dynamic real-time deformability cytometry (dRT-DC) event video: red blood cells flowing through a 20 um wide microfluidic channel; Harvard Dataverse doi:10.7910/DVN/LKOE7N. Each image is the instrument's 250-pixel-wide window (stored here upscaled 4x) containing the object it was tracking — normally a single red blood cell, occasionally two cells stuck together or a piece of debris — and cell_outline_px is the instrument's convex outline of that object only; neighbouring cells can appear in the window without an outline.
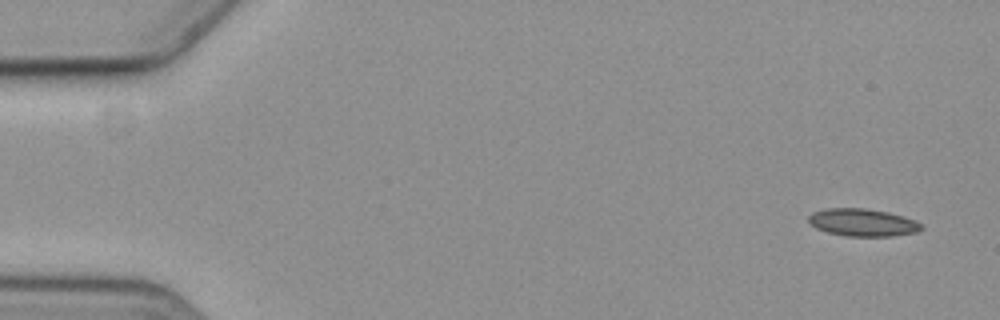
{"species": "common noctule bat (a hibernating species)", "species_latin": "Nyctalus noctula", "temperature_condition": "cold", "stored_images_in_passage": 5, "camera_frame_rate_fps": 3000, "um_per_image_px": 0.085, "animal": {"sex": "female", "body_mass_g": 19.3, "forearm_length_mm": 54.1}, "frame": {"image": 1, "passage_image": 1, "time_ms": 0.0, "image_size_px": [1000, 320], "cell_outline_px": [[924, 228], [916, 232], [892, 236], [844, 236], [828, 232], [816, 228], [808, 220], [808, 216], [812, 212], [828, 208], [864, 208], [888, 212], [916, 220]], "centroid_in_image_um": [73.32, 18.91], "position_along_channel_um": 11.7, "area_um2": 18.03}}